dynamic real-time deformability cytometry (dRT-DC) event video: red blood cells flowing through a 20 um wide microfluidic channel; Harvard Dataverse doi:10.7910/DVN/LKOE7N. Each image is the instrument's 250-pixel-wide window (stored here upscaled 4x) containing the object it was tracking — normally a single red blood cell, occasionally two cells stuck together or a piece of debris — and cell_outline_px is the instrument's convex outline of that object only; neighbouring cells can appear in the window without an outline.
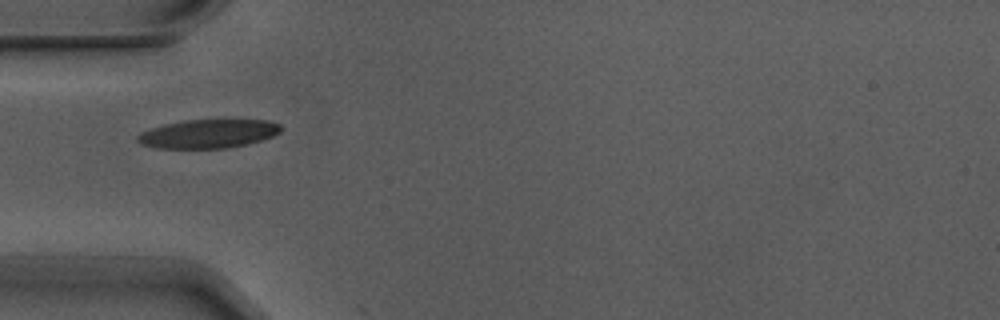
{"species": "Egyptian fruit bat (a non-hibernating species)", "species_latin": "Rousettus aegyptiacus", "temperature_condition": "warm", "stored_images_in_passage": 2, "camera_frame_rate_fps": 3000, "um_per_image_px": 0.085, "animal": {"sex": "male"}, "frame": {"image": 1, "passage_image": 2, "time_ms": 0.333, "image_size_px": [1000, 320], "cell_outline_px": [[280, 132], [272, 136], [248, 144], [228, 148], [156, 148], [140, 144], [136, 140], [136, 136], [140, 132], [164, 124], [188, 120], [268, 120], [280, 124]], "centroid_in_image_um": [17.67, 11.37], "position_along_channel_um": 67.3, "area_um2": 23.93}}